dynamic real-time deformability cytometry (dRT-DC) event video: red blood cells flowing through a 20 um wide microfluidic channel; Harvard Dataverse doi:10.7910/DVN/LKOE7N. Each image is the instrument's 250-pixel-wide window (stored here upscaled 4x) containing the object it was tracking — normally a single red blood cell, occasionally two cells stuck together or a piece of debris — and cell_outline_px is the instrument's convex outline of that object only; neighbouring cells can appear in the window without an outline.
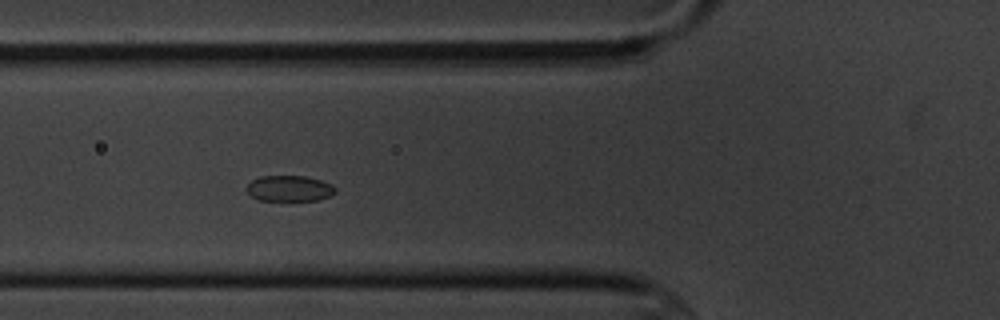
{"species": "common noctule bat (a hibernating species)", "species_latin": "Nyctalus noctula", "temperature_condition": "cold", "stored_images_in_passage": 5, "camera_frame_rate_fps": 3000, "um_per_image_px": 0.085, "animal": {"sex": "male", "body_mass_g": 20.1, "forearm_length_mm": 53.5}, "frame": {"image": 1, "passage_image": 3, "time_ms": 2.333, "image_size_px": [1000, 320], "cell_outline_px": [[336, 192], [328, 196], [316, 200], [260, 200], [252, 196], [244, 188], [252, 180], [260, 176], [304, 176], [320, 180], [332, 184], [336, 188]], "centroid_in_image_um": [24.58, 16.01], "position_along_channel_um": 101.2, "area_um2": 13.24}}
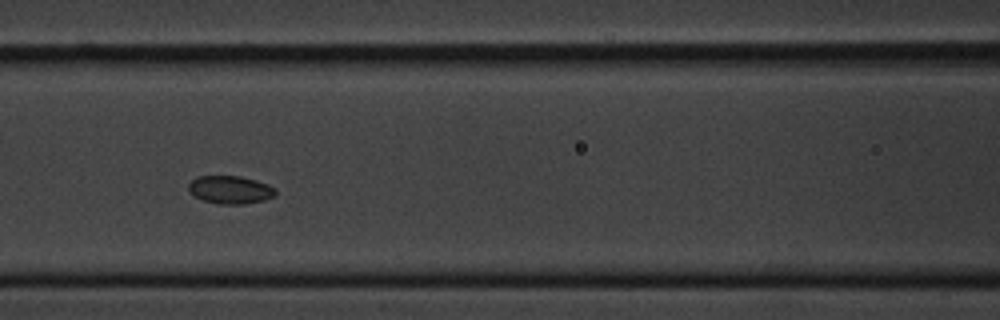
{"frame": {"image": 2, "passage_image": 4, "time_ms": 3.667, "image_size_px": [1000, 320], "cell_outline_px": [[276, 196], [264, 200], [244, 204], [216, 204], [200, 200], [188, 188], [188, 184], [196, 176], [240, 176], [256, 180], [268, 184], [276, 188]], "centroid_in_image_um": [19.59, 16.13], "position_along_channel_um": 147.0, "area_um2": 14.33}}
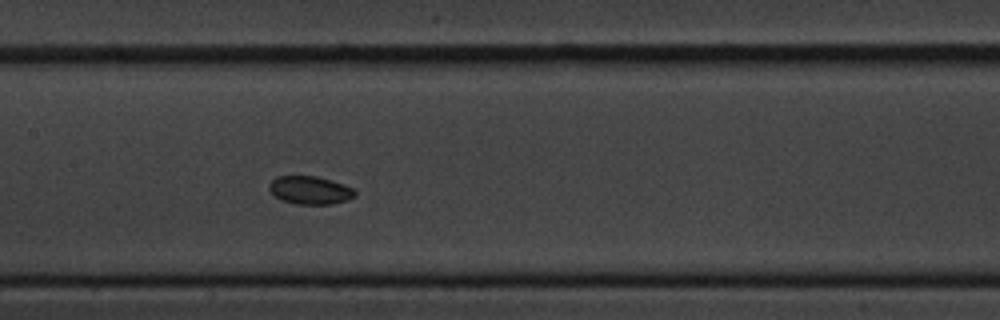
{"frame": {"image": 3, "passage_image": 5, "time_ms": 4.667, "image_size_px": [1000, 320], "cell_outline_px": [[356, 196], [348, 200], [332, 204], [296, 204], [280, 200], [268, 188], [268, 184], [276, 176], [316, 176], [344, 184], [352, 188], [356, 192]], "centroid_in_image_um": [26.35, 16.17], "position_along_channel_um": 181.0, "area_um2": 14.1}}